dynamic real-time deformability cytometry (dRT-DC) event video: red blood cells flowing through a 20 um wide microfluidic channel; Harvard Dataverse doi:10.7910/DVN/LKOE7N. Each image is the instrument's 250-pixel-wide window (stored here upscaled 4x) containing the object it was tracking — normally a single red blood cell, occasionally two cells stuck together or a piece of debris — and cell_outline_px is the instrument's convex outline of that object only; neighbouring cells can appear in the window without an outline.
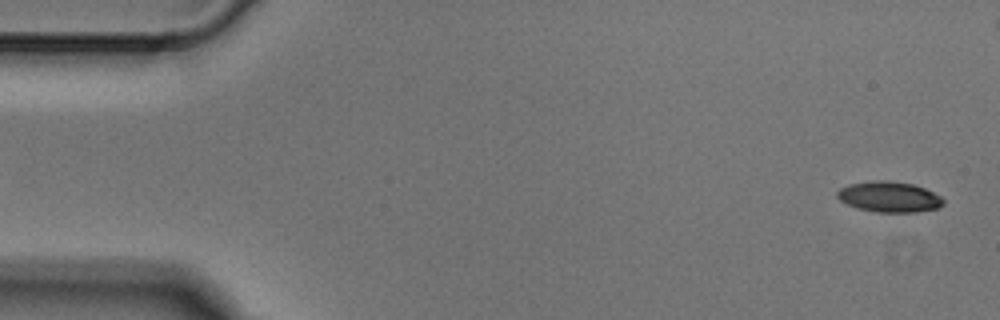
{"species": "Egyptian fruit bat (a non-hibernating species)", "species_latin": "Rousettus aegyptiacus", "temperature_condition": "cold", "stored_images_in_passage": 4, "segment_of_instrument_passage": [2, 2], "camera_frame_rate_fps": 3000, "um_per_image_px": 0.085, "animal": {"sex": "male"}, "frame": {"image": 1, "passage_image": 4, "time_ms": 1.0, "image_size_px": [1000, 320], "cell_outline_px": [[944, 204], [936, 208], [916, 212], [876, 212], [856, 208], [840, 200], [836, 196], [836, 192], [840, 188], [848, 184], [872, 180], [888, 180], [912, 184], [924, 188], [940, 196], [944, 200]], "centroid_in_image_um": [75.55, 16.72], "position_along_channel_um": 9.5, "area_um2": 18.96}}